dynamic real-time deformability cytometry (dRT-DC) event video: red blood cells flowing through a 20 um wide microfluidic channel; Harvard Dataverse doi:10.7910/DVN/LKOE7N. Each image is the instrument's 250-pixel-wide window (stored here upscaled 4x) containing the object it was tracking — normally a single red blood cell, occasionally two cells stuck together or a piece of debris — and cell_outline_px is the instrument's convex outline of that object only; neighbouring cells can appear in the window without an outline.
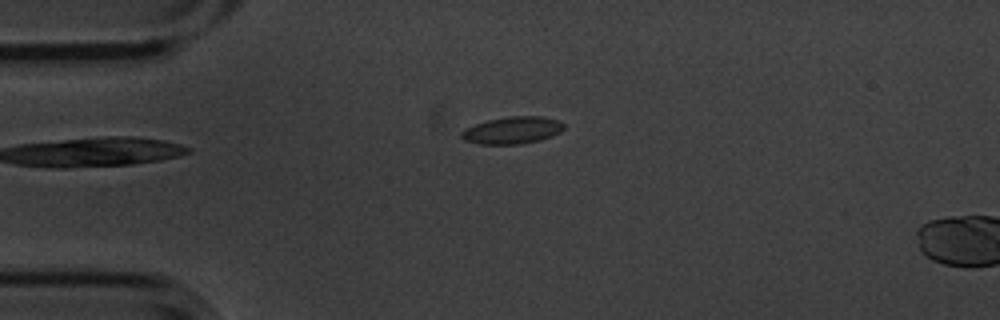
{"species": "common noctule bat (a hibernating species)", "species_latin": "Nyctalus noctula", "temperature_condition": "cold", "stored_images_in_passage": 5, "camera_frame_rate_fps": 3000, "um_per_image_px": 0.085, "animal": {"sex": "male", "body_mass_g": 20.1, "forearm_length_mm": 53.5}, "frame": {"image": 1, "passage_image": 1, "time_ms": 0.0, "image_size_px": [1000, 320], "cell_outline_px": [[564, 128], [560, 132], [552, 136], [540, 140], [520, 144], [480, 144], [464, 140], [460, 136], [460, 132], [464, 128], [488, 120], [508, 116], [540, 116], [560, 120], [564, 124]], "centroid_in_image_um": [43.55, 11.07], "position_along_channel_um": 41.4, "area_um2": 16.3}}